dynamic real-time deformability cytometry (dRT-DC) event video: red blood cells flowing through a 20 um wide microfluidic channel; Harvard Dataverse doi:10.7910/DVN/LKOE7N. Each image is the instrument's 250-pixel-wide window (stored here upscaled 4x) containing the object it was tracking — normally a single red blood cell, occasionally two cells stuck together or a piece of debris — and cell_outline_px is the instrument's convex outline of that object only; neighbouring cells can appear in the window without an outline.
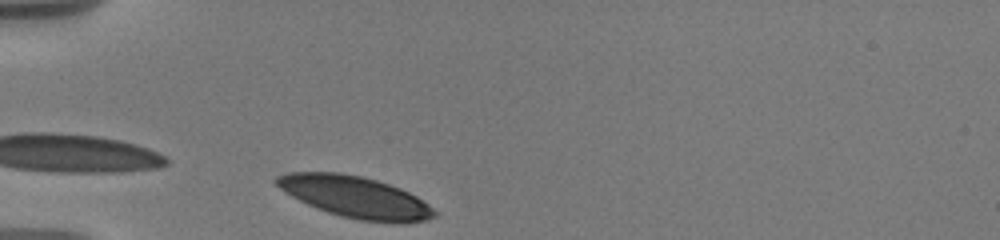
{"species": "human", "species_latin": "Homo sapiens", "temperature_condition": "warm", "stored_images_in_passage": 5, "camera_frame_rate_fps": 3000, "um_per_image_px": 0.085, "donor": {"sex": "male"}, "frame": {"image": 1, "passage_image": 1, "time_ms": 0.0, "image_size_px": [1000, 240], "cell_outline_px": [[436, 216], [424, 220], [404, 224], [396, 224], [360, 220], [340, 216], [316, 208], [284, 192], [272, 180], [276, 176], [288, 172], [340, 172], [360, 176], [376, 180], [400, 188], [416, 196], [428, 204], [436, 212]], "centroid_in_image_um": [30.19, 16.75], "position_along_channel_um": 54.8, "area_um2": 38.26}}
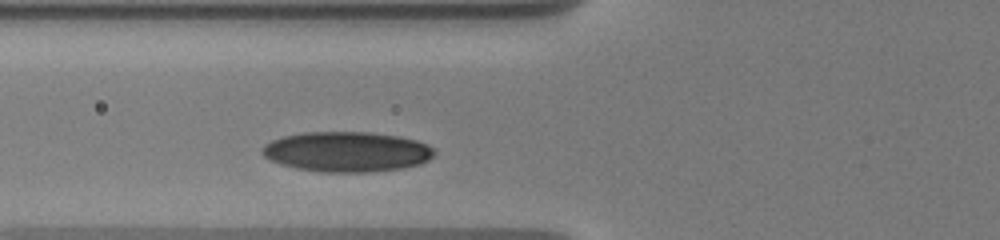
{"frame": {"image": 2, "passage_image": 5, "time_ms": 1.667, "image_size_px": [1000, 240], "cell_outline_px": [[436, 152], [428, 160], [420, 164], [400, 168], [364, 172], [320, 172], [296, 168], [280, 164], [268, 160], [260, 152], [260, 148], [264, 144], [272, 140], [284, 136], [304, 132], [368, 132], [400, 136], [416, 140], [428, 144], [436, 148]], "centroid_in_image_um": [29.46, 12.89], "position_along_channel_um": 96.3, "area_um2": 40.52}}